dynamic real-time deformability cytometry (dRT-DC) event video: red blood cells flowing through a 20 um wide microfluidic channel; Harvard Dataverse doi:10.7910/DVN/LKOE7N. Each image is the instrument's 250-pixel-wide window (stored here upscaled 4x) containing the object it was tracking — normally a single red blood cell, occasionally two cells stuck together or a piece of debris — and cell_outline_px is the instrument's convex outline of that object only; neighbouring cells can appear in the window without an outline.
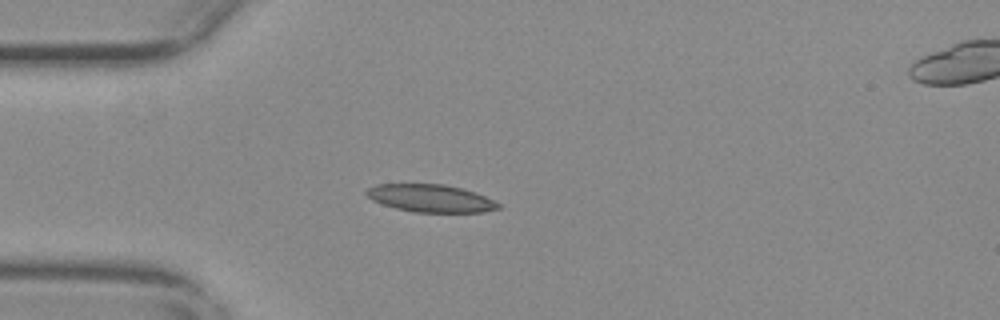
{"species": "common noctule bat (a hibernating species)", "species_latin": "Nyctalus noctula", "temperature_condition": "warm", "stored_images_in_passage": 42, "camera_frame_rate_fps": 3000, "um_per_image_px": 0.085, "animal": {"sex": "female", "body_mass_g": 29.2, "forearm_length_mm": 56.3}, "frame": {"image": 1, "passage_image": 1, "time_ms": 0.0, "image_size_px": [1000, 320], "cell_outline_px": [[500, 208], [484, 212], [412, 212], [396, 208], [372, 200], [364, 192], [368, 188], [376, 184], [444, 184], [476, 192], [500, 204]], "centroid_in_image_um": [36.6, 16.85], "position_along_channel_um": 48.4, "area_um2": 21.1}}
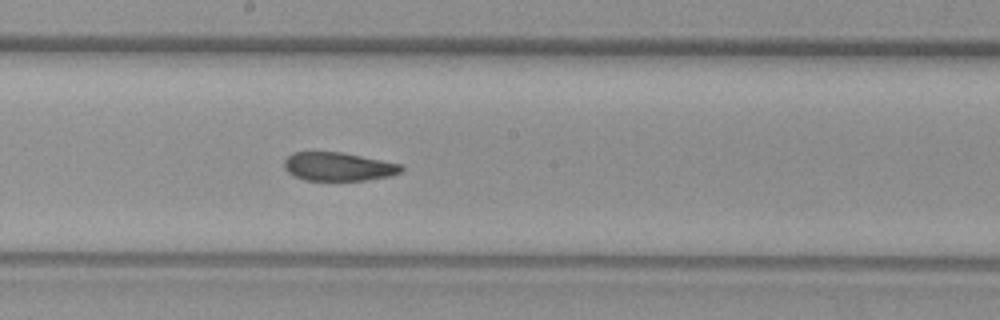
{"frame": {"image": 2, "passage_image": 16, "time_ms": 5.0, "image_size_px": [1000, 320], "cell_outline_px": [[404, 168], [400, 172], [392, 176], [368, 180], [304, 180], [292, 176], [284, 168], [284, 160], [292, 152], [340, 152], [404, 164]], "centroid_in_image_um": [28.77, 14.17], "position_along_channel_um": 219.4, "area_um2": 19.65}}
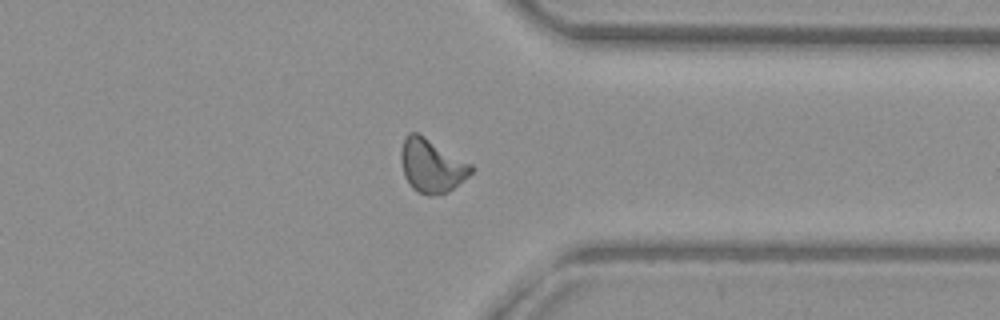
{"frame": {"image": 3, "passage_image": 29, "time_ms": 9.333, "image_size_px": [1000, 320], "cell_outline_px": [[476, 168], [464, 180], [448, 192], [432, 196], [428, 196], [416, 192], [412, 188], [404, 176], [400, 160], [400, 152], [404, 136], [408, 132], [416, 132], [424, 136], [472, 164]], "centroid_in_image_um": [36.67, 14.09], "position_along_channel_um": 374.7, "area_um2": 22.14}, "authors_computed_cell_mechanics": {"area_um2": 20.9814, "velocity_mm_per_s": 3.6866, "shape_relaxation_time_tau1_ms": null, "shape_relaxation_time_tau2_ms": 4.3828, "deformation_change_tau1": null, "deformation_change_tau2": 0.0995}}